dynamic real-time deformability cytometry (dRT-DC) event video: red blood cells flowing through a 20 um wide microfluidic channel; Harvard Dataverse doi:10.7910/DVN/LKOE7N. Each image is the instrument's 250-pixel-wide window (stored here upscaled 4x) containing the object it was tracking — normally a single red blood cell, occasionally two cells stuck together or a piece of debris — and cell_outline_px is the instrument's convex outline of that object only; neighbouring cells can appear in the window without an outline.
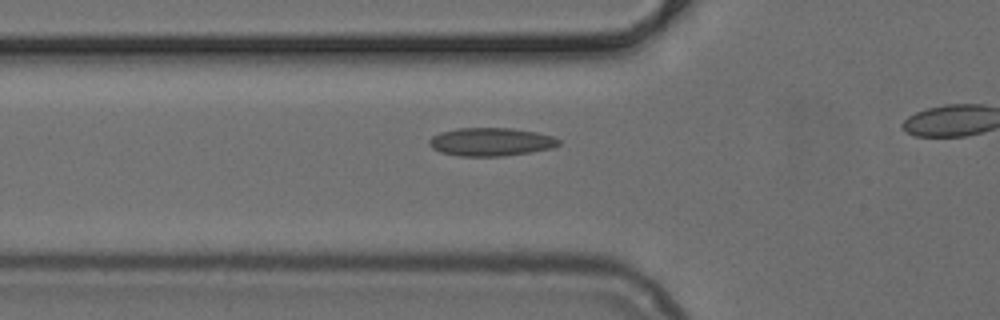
{"species": "common noctule bat (a hibernating species)", "species_latin": "Nyctalus noctula", "temperature_condition": "cold", "stored_images_in_passage": 7, "camera_frame_rate_fps": 3000, "um_per_image_px": 0.085, "animal": {"sex": "female", "body_mass_g": 24.6, "forearm_length_mm": 56.2}, "frame": {"image": 1, "passage_image": 2, "time_ms": 0.333, "image_size_px": [1000, 320], "cell_outline_px": [[560, 144], [552, 148], [504, 156], [460, 156], [440, 152], [432, 148], [428, 144], [428, 140], [432, 136], [440, 132], [460, 128], [512, 128], [536, 132], [552, 136], [560, 140]], "centroid_in_image_um": [41.7, 12.05], "position_along_channel_um": 84.1, "area_um2": 21.27}}
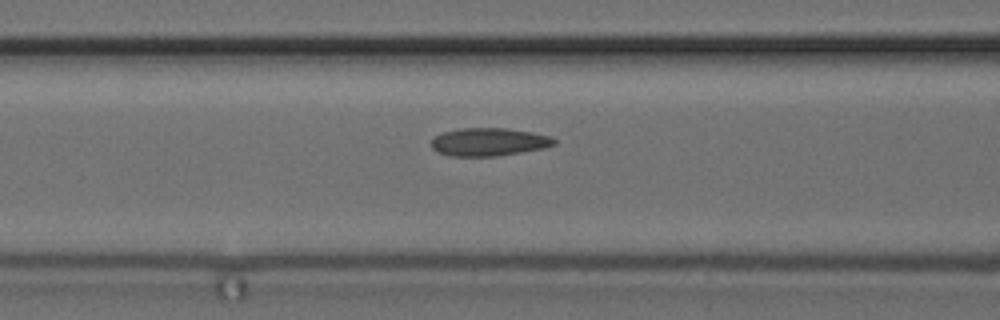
{"frame": {"image": 2, "passage_image": 5, "time_ms": 1.333, "image_size_px": [1000, 320], "cell_outline_px": [[556, 144], [544, 148], [496, 156], [448, 156], [436, 152], [432, 148], [432, 140], [436, 136], [444, 132], [460, 128], [508, 128], [532, 132], [548, 136], [556, 140]], "centroid_in_image_um": [41.54, 12.07], "position_along_channel_um": 125.1, "area_um2": 20.0}}